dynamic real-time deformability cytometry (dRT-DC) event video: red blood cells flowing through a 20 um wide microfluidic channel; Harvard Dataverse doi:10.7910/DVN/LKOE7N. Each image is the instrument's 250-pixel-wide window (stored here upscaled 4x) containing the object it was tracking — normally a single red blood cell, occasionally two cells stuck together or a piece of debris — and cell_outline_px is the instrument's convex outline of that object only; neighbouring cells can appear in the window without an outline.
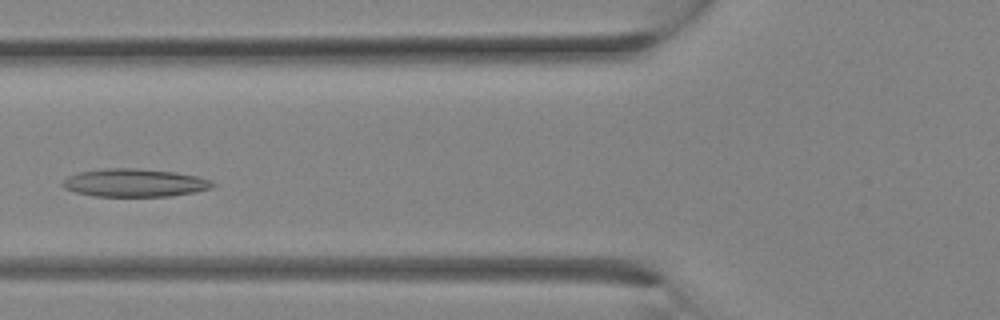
{"species": "Egyptian fruit bat (a non-hibernating species)", "species_latin": "Rousettus aegyptiacus", "temperature_condition": "room temperature", "stored_images_in_passage": 11, "camera_frame_rate_fps": 3000, "um_per_image_px": 0.085, "animal": {"sex": "female"}, "frame": {"image": 1, "passage_image": 10, "time_ms": 3.0, "image_size_px": [1000, 320], "cell_outline_px": [[216, 184], [212, 188], [196, 192], [172, 196], [92, 196], [76, 192], [64, 188], [60, 184], [68, 176], [80, 172], [104, 168], [140, 168], [176, 172], [200, 176], [212, 180]], "centroid_in_image_um": [11.49, 15.53], "position_along_channel_um": 114.3, "area_um2": 24.8}}